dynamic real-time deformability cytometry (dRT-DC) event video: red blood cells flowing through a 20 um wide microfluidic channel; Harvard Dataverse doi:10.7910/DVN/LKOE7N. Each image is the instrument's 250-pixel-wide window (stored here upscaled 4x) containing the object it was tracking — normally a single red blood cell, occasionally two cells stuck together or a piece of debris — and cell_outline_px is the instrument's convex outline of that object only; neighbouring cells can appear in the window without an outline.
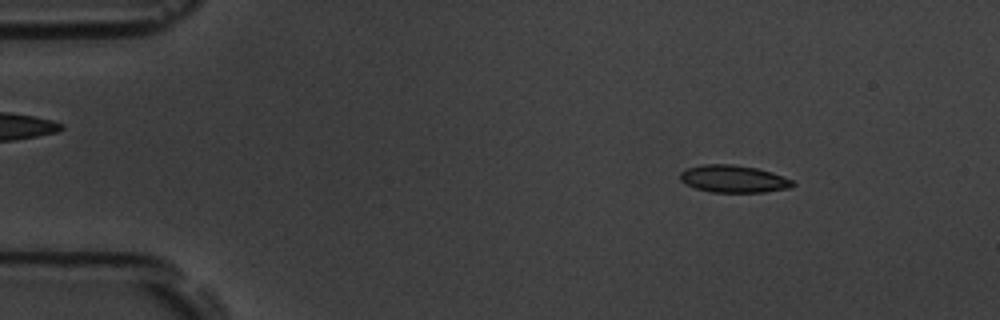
{"species": "common noctule bat (a hibernating species)", "species_latin": "Nyctalus noctula", "temperature_condition": "room temperature", "stored_images_in_passage": 55, "camera_frame_rate_fps": 3000, "um_per_image_px": 0.085, "animal": {"sex": "male", "body_mass_g": 19.5, "forearm_length_mm": 54.6}, "frame": {"image": 1, "passage_image": 6, "time_ms": 1.667, "image_size_px": [1000, 320], "cell_outline_px": [[796, 184], [792, 188], [764, 192], [712, 192], [696, 188], [680, 180], [680, 172], [688, 168], [704, 164], [732, 164], [756, 168], [772, 172], [792, 180]], "centroid_in_image_um": [62.39, 15.21], "position_along_channel_um": 22.6, "area_um2": 17.86}}
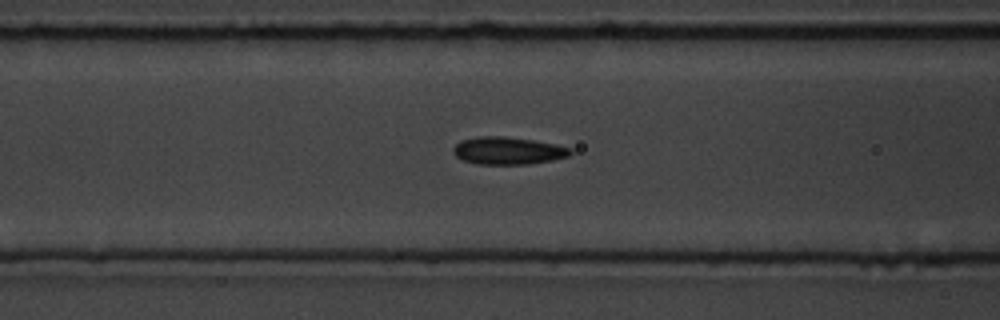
{"frame": {"image": 2, "passage_image": 21, "time_ms": 6.667, "image_size_px": [1000, 320], "cell_outline_px": [[572, 152], [568, 156], [552, 160], [528, 164], [476, 164], [464, 160], [456, 156], [452, 152], [452, 148], [460, 140], [476, 136], [504, 136], [532, 140], [556, 144], [572, 148]], "centroid_in_image_um": [43.15, 12.8], "position_along_channel_um": 123.4, "area_um2": 18.84}}
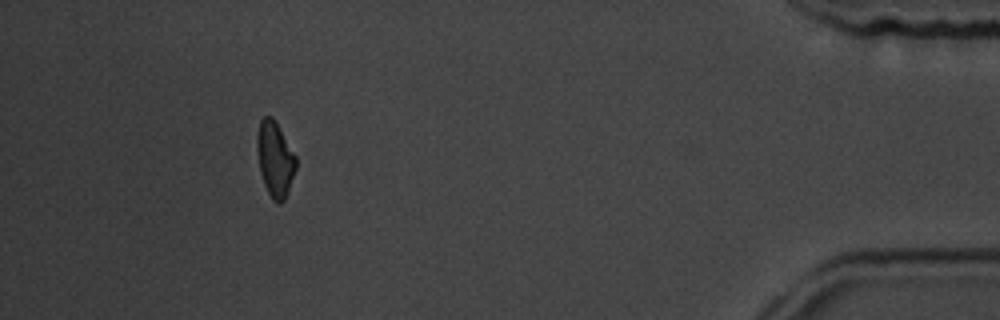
{"frame": {"image": 3, "passage_image": 50, "time_ms": 16.333, "image_size_px": [1000, 320], "cell_outline_px": [[296, 168], [288, 192], [284, 200], [280, 204], [276, 204], [272, 200], [264, 184], [260, 172], [256, 148], [256, 136], [260, 120], [264, 116], [272, 116], [296, 156]], "centroid_in_image_um": [23.36, 13.54], "position_along_channel_um": 411.8, "area_um2": 17.11}, "authors_computed_cell_mechanics": {"area_um2": 17.8024, "velocity_mm_per_s": 3.6106, "shape_relaxation_time_tau1_ms": 4.7266, "shape_relaxation_time_tau2_ms": 4.4441, "deformation_change_tau1": 0.1126, "deformation_change_tau2": 0.1245}}